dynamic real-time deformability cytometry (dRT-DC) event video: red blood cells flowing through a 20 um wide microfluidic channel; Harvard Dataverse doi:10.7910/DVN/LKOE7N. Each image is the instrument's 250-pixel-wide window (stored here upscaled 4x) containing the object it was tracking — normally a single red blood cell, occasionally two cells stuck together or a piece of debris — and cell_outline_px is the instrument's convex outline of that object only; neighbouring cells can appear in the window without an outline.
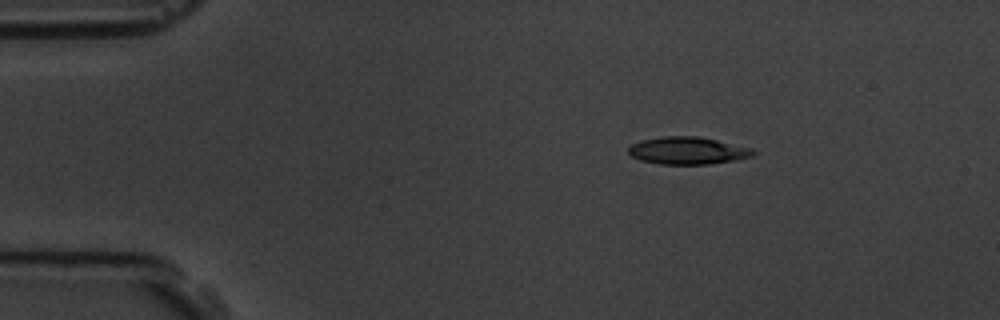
{"species": "common noctule bat (a hibernating species)", "species_latin": "Nyctalus noctula", "temperature_condition": "room temperature", "stored_images_in_passage": 4, "camera_frame_rate_fps": 3000, "um_per_image_px": 0.085, "animal": {"sex": "male", "body_mass_g": 19.5, "forearm_length_mm": 54.6}, "frame": {"image": 1, "passage_image": 2, "time_ms": 1.333, "image_size_px": [1000, 320], "cell_outline_px": [[756, 152], [752, 156], [736, 160], [708, 164], [660, 164], [640, 160], [632, 156], [628, 152], [628, 148], [632, 144], [640, 140], [660, 136], [696, 136], [716, 140], [752, 148]], "centroid_in_image_um": [58.43, 12.8], "position_along_channel_um": 26.6, "area_um2": 19.88}}